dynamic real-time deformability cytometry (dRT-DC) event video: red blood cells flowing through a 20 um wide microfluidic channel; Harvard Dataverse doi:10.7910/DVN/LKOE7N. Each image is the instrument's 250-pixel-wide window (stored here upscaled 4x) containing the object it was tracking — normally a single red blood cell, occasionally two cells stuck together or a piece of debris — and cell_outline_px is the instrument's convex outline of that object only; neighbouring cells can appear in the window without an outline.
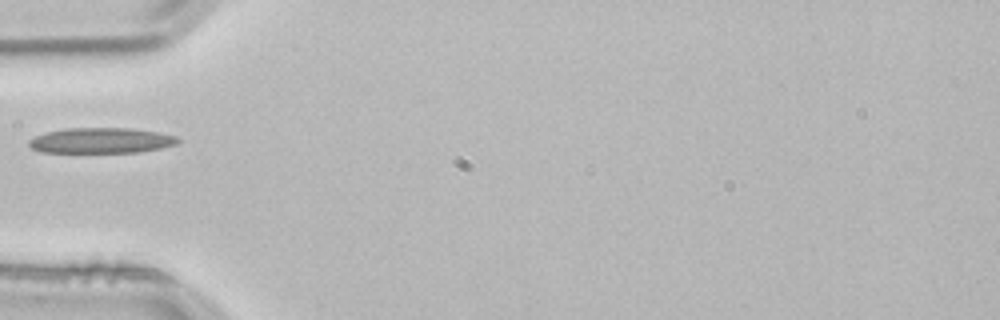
{"species": "common noctule bat (a hibernating species)", "species_latin": "Nyctalus noctula", "temperature_condition": "room temperature", "stored_images_in_passage": 1, "camera_frame_rate_fps": 3000, "um_per_image_px": 0.085, "animal": {"sex": "male", "body_mass_g": 21.5, "forearm_length_mm": 52.0}, "frame": {"image": 1, "passage_image": 1, "time_ms": 0.0, "image_size_px": [1000, 320], "cell_outline_px": [[180, 140], [176, 144], [160, 148], [140, 152], [44, 152], [32, 148], [28, 144], [28, 140], [36, 136], [48, 132], [64, 128], [132, 128], [156, 132], [176, 136]], "centroid_in_image_um": [8.6, 11.94], "position_along_channel_um": 76.4, "area_um2": 21.91}}